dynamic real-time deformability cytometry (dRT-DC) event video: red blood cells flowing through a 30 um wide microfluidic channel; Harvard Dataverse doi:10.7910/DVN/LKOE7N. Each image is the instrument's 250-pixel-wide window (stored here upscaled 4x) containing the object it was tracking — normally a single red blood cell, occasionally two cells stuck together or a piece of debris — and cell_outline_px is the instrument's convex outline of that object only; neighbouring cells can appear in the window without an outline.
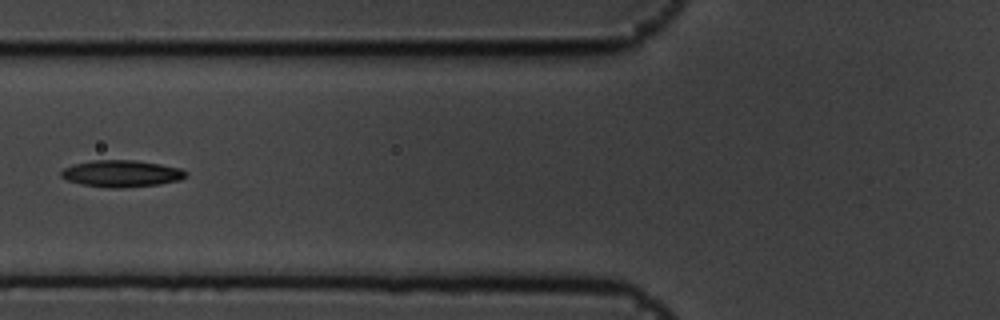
{"species": "common noctule bat (a hibernating species)", "species_latin": "Nyctalus noctula", "temperature_condition": "cold", "stored_images_in_passage": 9, "camera_frame_rate_fps": 3000, "um_per_image_px": 0.085, "animal": {"sex": "male", "body_mass_g": 19.5, "forearm_length_mm": 54.6}, "frame": {"image": 1, "passage_image": 4, "time_ms": 1.0, "image_size_px": [1000, 320], "cell_outline_px": [[188, 172], [180, 180], [160, 184], [124, 188], [112, 188], [80, 184], [68, 180], [60, 176], [60, 172], [64, 168], [76, 164], [92, 160], [136, 160], [160, 164], [180, 168]], "centroid_in_image_um": [10.33, 14.76], "position_along_channel_um": 115.5, "area_um2": 19.42}}
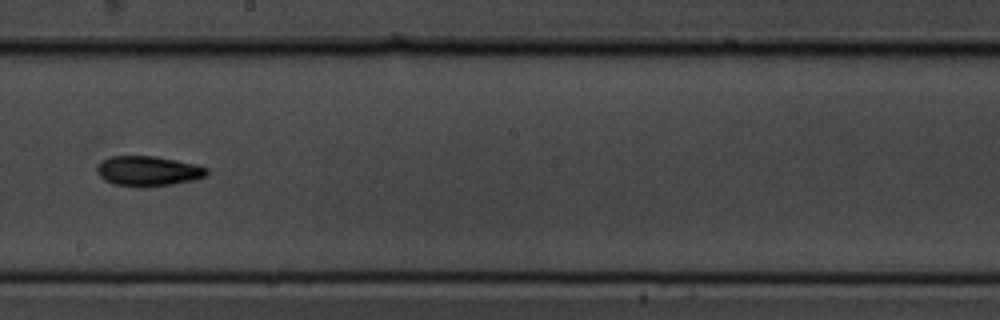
{"frame": {"image": 2, "passage_image": 7, "time_ms": 2.0, "image_size_px": [1000, 320], "cell_outline_px": [[208, 172], [204, 176], [196, 180], [172, 184], [116, 184], [104, 180], [96, 172], [96, 168], [104, 160], [112, 156], [156, 156], [196, 164], [208, 168]], "centroid_in_image_um": [12.63, 14.49], "position_along_channel_um": 235.6, "area_um2": 18.44}}
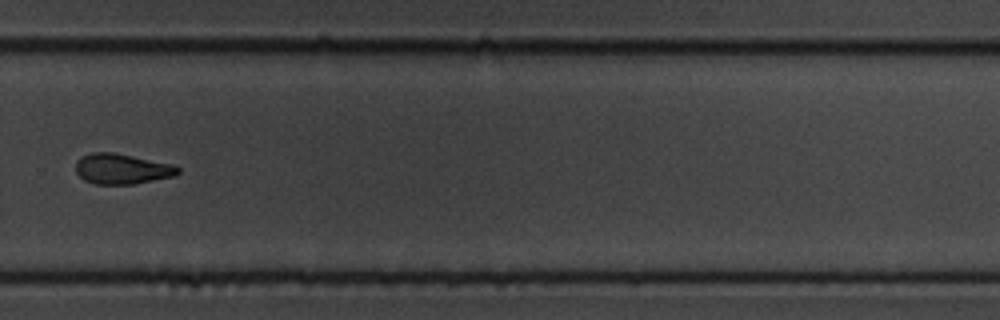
{"frame": {"image": 3, "passage_image": 9, "time_ms": 2.667, "image_size_px": [1000, 320], "cell_outline_px": [[180, 172], [176, 176], [132, 184], [96, 184], [84, 180], [76, 172], [76, 160], [92, 152], [112, 152], [176, 164], [180, 168]], "centroid_in_image_um": [10.41, 14.35], "position_along_channel_um": 319.4, "area_um2": 18.21}}